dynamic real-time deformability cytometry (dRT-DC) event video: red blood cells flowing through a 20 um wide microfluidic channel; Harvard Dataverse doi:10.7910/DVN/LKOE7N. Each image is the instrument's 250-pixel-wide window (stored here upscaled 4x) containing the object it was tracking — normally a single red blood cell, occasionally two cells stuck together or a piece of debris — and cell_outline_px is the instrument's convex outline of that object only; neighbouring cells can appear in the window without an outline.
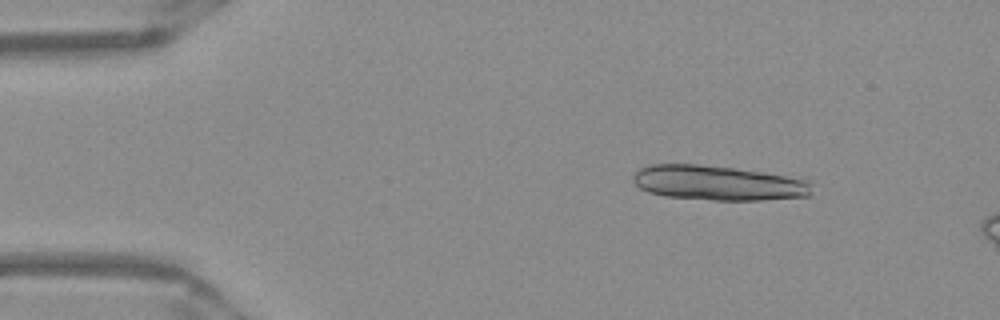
{"species": "Egyptian fruit bat (a non-hibernating species)", "species_latin": "Rousettus aegyptiacus", "temperature_condition": "warm", "stored_images_in_passage": 12, "camera_frame_rate_fps": 3000, "um_per_image_px": 0.085, "frame": {"image": 1, "passage_image": 7, "time_ms": 2.0, "image_size_px": [1000, 320], "cell_outline_px": [[812, 196], [764, 200], [712, 200], [664, 196], [648, 192], [640, 188], [632, 180], [632, 176], [640, 168], [648, 164], [700, 164], [764, 172], [812, 180]], "centroid_in_image_um": [61.08, 15.55], "position_along_channel_um": 23.9, "area_um2": 36.65}}